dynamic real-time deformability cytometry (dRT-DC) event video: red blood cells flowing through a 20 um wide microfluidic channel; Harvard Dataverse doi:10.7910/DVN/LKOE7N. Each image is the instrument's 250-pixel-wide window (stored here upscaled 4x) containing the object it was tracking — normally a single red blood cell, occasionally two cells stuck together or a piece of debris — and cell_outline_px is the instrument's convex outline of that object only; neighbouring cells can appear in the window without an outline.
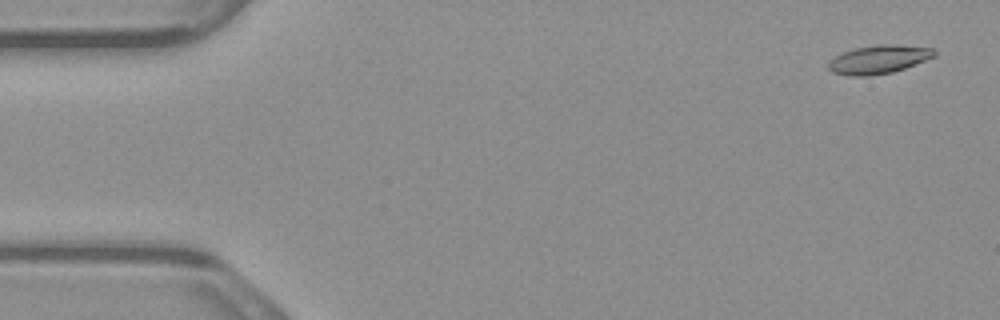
{"species": "common noctule bat (a hibernating species)", "species_latin": "Nyctalus noctula", "temperature_condition": "warm", "stored_images_in_passage": 54, "camera_frame_rate_fps": 3000, "um_per_image_px": 0.085, "animal": {"sex": "male", "body_mass_g": 23.1, "forearm_length_mm": 52.7}, "frame": {"image": 1, "passage_image": 3, "time_ms": 0.667, "image_size_px": [1000, 320], "cell_outline_px": [[936, 56], [904, 68], [892, 72], [868, 76], [848, 76], [832, 72], [828, 68], [828, 60], [844, 52], [856, 48], [884, 44], [892, 44], [932, 48], [936, 52]], "centroid_in_image_um": [74.67, 5.06], "position_along_channel_um": 10.3, "area_um2": 17.4}}
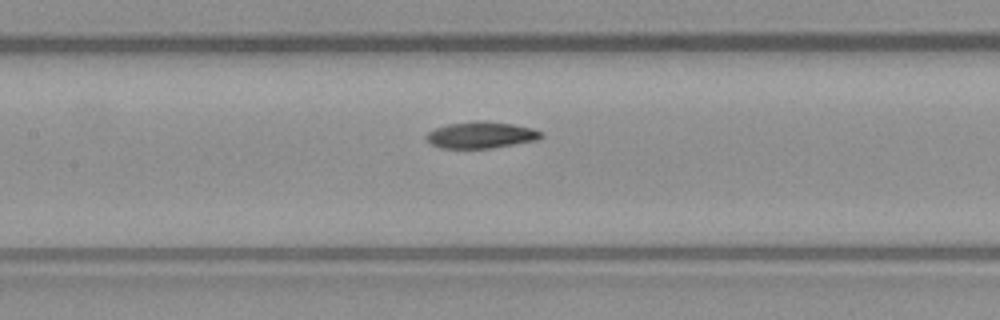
{"frame": {"image": 2, "passage_image": 25, "time_ms": 8.0, "image_size_px": [1000, 320], "cell_outline_px": [[544, 136], [536, 140], [488, 148], [440, 148], [432, 144], [424, 136], [428, 132], [436, 128], [448, 124], [476, 120], [480, 120], [512, 124], [532, 128], [544, 132]], "centroid_in_image_um": [40.88, 11.46], "position_along_channel_um": 166.5, "area_um2": 17.63}}
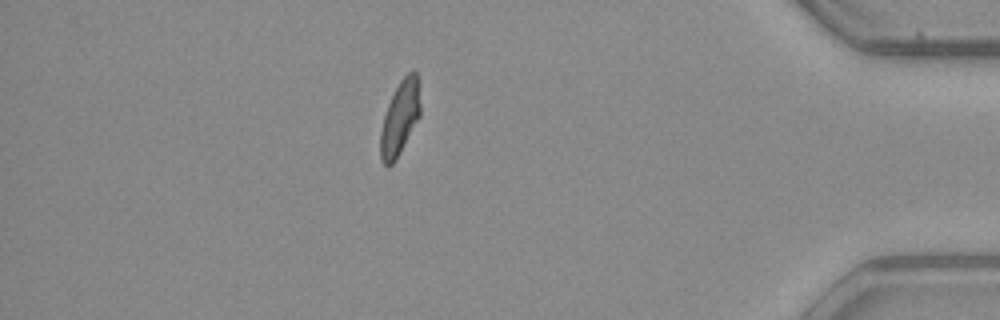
{"frame": {"image": 3, "passage_image": 47, "time_ms": 15.333, "image_size_px": [1000, 320], "cell_outline_px": [[420, 116], [396, 160], [388, 168], [380, 160], [380, 132], [384, 116], [388, 104], [400, 80], [412, 68], [416, 72], [420, 80]], "centroid_in_image_um": [34.01, 10.0], "position_along_channel_um": 401.2, "area_um2": 17.51}}